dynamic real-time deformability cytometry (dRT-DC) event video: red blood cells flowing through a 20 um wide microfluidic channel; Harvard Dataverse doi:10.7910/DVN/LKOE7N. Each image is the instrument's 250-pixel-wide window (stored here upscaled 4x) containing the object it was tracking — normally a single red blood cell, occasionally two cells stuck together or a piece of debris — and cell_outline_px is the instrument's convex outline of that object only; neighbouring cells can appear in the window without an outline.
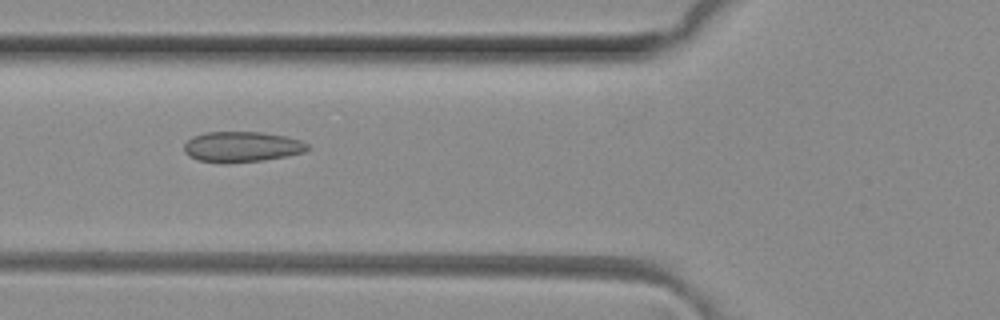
{"species": "common noctule bat (a hibernating species)", "species_latin": "Nyctalus noctula", "temperature_condition": "room temperature", "stored_images_in_passage": 7, "camera_frame_rate_fps": 3000, "um_per_image_px": 0.085, "animal": {"sex": "female", "body_mass_g": 29.2, "forearm_length_mm": 56.3}, "frame": {"image": 1, "passage_image": 5, "time_ms": 1.333, "image_size_px": [1000, 320], "cell_outline_px": [[308, 148], [304, 152], [288, 156], [264, 160], [228, 164], [224, 164], [196, 160], [188, 156], [184, 152], [184, 144], [192, 136], [204, 132], [260, 132], [284, 136], [300, 140], [308, 144]], "centroid_in_image_um": [20.5, 12.49], "position_along_channel_um": 105.3, "area_um2": 22.25}}
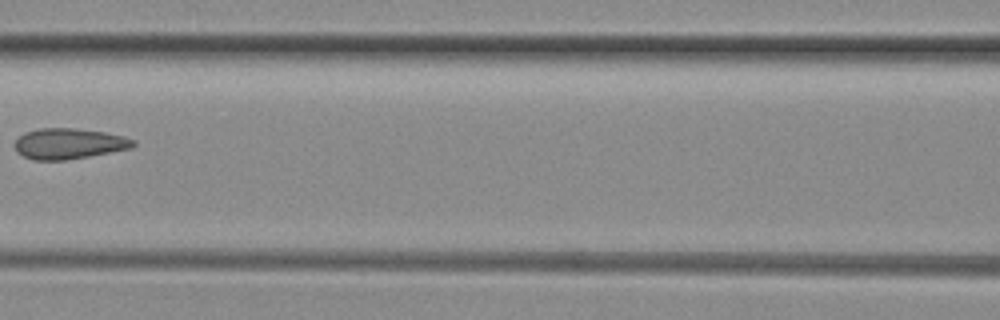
{"frame": {"image": 2, "passage_image": 6, "time_ms": 1.667, "image_size_px": [1000, 320], "cell_outline_px": [[136, 144], [132, 148], [88, 156], [64, 160], [32, 160], [16, 152], [12, 144], [24, 132], [40, 128], [72, 128], [104, 132], [124, 136], [136, 140]], "centroid_in_image_um": [5.83, 12.21], "position_along_channel_um": 160.8, "area_um2": 21.27}}
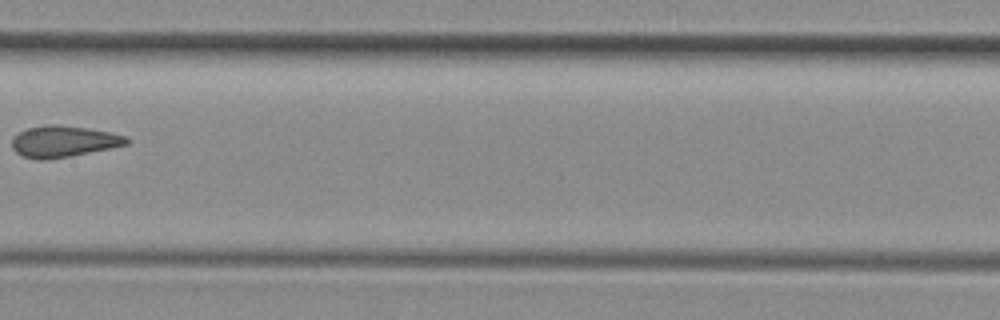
{"frame": {"image": 3, "passage_image": 7, "time_ms": 2.0, "image_size_px": [1000, 320], "cell_outline_px": [[128, 144], [48, 160], [36, 160], [20, 156], [12, 148], [12, 136], [28, 128], [48, 124], [56, 124], [112, 132], [128, 136]], "centroid_in_image_um": [5.35, 12.02], "position_along_channel_um": 202.1, "area_um2": 20.87}}